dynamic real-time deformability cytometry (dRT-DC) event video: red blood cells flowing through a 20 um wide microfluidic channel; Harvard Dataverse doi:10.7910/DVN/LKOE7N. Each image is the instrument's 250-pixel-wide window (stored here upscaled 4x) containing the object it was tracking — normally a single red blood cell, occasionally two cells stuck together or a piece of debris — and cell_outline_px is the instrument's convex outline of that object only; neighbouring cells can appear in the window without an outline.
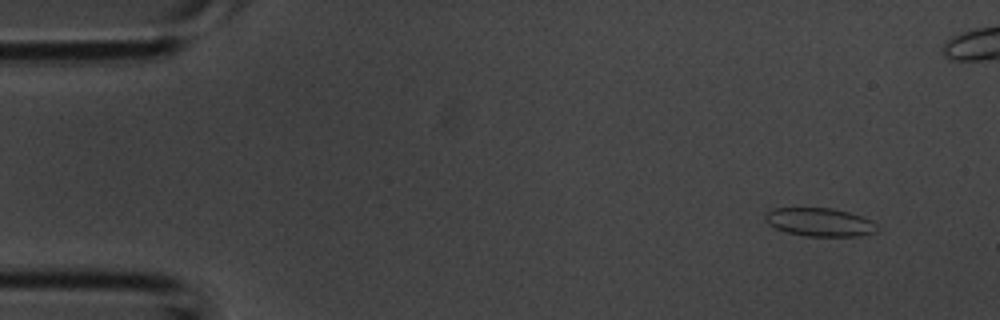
{"species": "common noctule bat (a hibernating species)", "species_latin": "Nyctalus noctula", "temperature_condition": "room temperature", "stored_images_in_passage": 40, "camera_frame_rate_fps": 3000, "um_per_image_px": 0.085, "animal": {"sex": "male", "body_mass_g": 20.1, "forearm_length_mm": 53.5}, "frame": {"image": 1, "passage_image": 1, "time_ms": 0.0, "image_size_px": [1000, 320], "cell_outline_px": [[876, 232], [860, 236], [804, 236], [784, 232], [768, 224], [764, 220], [764, 212], [772, 208], [832, 208], [848, 212], [872, 220], [876, 224]], "centroid_in_image_um": [69.62, 18.88], "position_along_channel_um": 15.4, "area_um2": 18.67}}
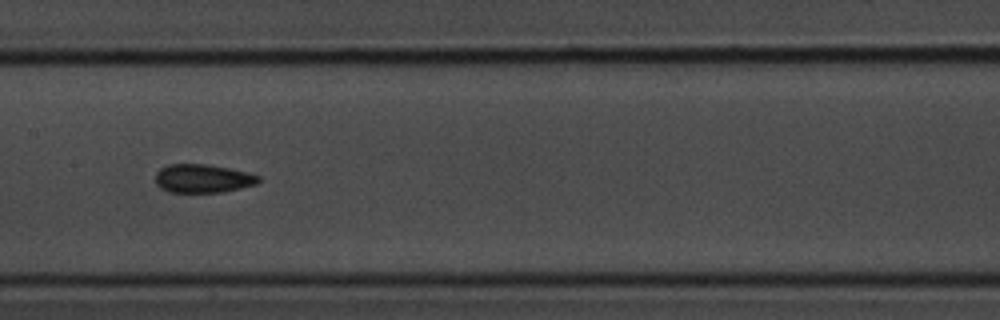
{"frame": {"image": 2, "passage_image": 18, "time_ms": 5.667, "image_size_px": [1000, 320], "cell_outline_px": [[260, 180], [256, 184], [224, 192], [168, 192], [160, 188], [156, 184], [156, 172], [160, 168], [168, 164], [208, 164], [248, 172], [260, 176]], "centroid_in_image_um": [17.23, 15.17], "position_along_channel_um": 190.2, "area_um2": 17.22}}
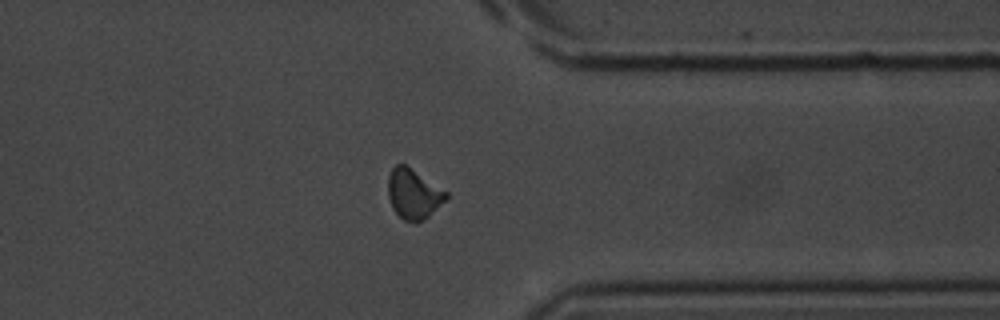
{"frame": {"image": 3, "passage_image": 30, "time_ms": 9.667, "image_size_px": [1000, 320], "cell_outline_px": [[448, 196], [428, 216], [416, 224], [404, 220], [392, 208], [388, 196], [388, 176], [392, 168], [396, 164], [404, 164], [448, 192]], "centroid_in_image_um": [35.12, 16.49], "position_along_channel_um": 376.3, "area_um2": 16.65}}